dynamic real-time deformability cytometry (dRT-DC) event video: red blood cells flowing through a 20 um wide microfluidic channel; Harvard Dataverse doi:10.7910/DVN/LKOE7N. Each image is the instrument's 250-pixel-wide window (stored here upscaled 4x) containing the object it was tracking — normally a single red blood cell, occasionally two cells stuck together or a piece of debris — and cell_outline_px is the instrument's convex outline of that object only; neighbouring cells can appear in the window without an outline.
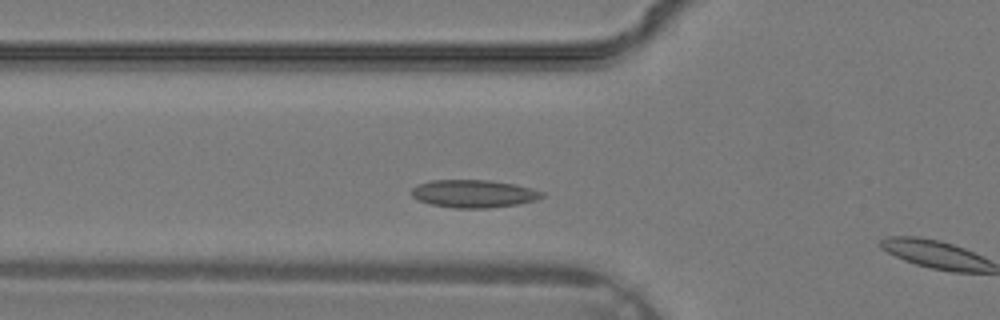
{"species": "common noctule bat (a hibernating species)", "species_latin": "Nyctalus noctula", "temperature_condition": "warm", "stored_images_in_passage": 3, "camera_frame_rate_fps": 3000, "um_per_image_px": 0.085, "animal": {"sex": "male", "body_mass_g": 19.2, "forearm_length_mm": 51.8}, "frame": {"image": 1, "passage_image": 2, "time_ms": 0.333, "image_size_px": [1000, 320], "cell_outline_px": [[544, 196], [536, 200], [516, 204], [488, 208], [452, 208], [432, 204], [420, 200], [412, 196], [412, 188], [416, 184], [432, 180], [488, 180], [516, 184], [532, 188], [544, 192]], "centroid_in_image_um": [40.28, 16.45], "position_along_channel_um": 85.5, "area_um2": 21.1}}